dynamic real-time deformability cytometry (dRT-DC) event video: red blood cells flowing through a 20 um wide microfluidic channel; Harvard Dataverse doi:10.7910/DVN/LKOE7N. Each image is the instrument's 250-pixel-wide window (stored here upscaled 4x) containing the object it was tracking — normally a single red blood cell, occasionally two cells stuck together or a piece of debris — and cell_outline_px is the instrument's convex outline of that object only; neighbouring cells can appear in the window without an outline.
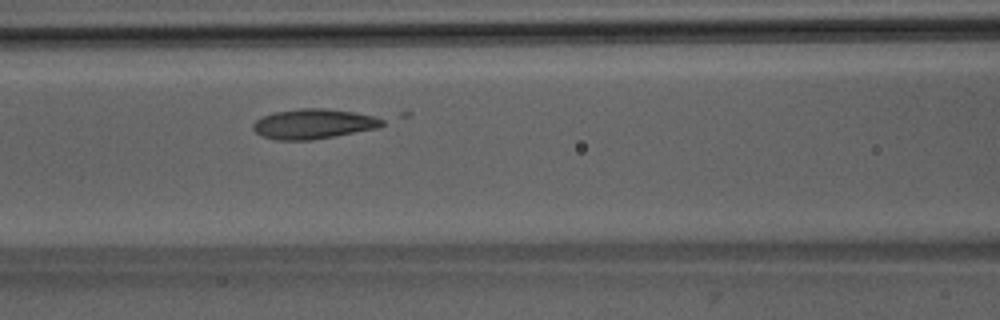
{"species": "Egyptian fruit bat (a non-hibernating species)", "species_latin": "Rousettus aegyptiacus", "temperature_condition": "room temperature", "stored_images_in_passage": 44, "camera_frame_rate_fps": 3000, "um_per_image_px": 0.085, "animal": {"sex": "male"}, "frame": {"image": 1, "passage_image": 15, "time_ms": 4.667, "image_size_px": [1000, 320], "cell_outline_px": [[384, 124], [376, 128], [312, 140], [276, 140], [260, 136], [252, 128], [252, 124], [256, 120], [264, 116], [276, 112], [300, 108], [324, 108], [352, 112], [372, 116], [384, 120]], "centroid_in_image_um": [26.59, 10.54], "position_along_channel_um": 140.0, "area_um2": 22.25}}
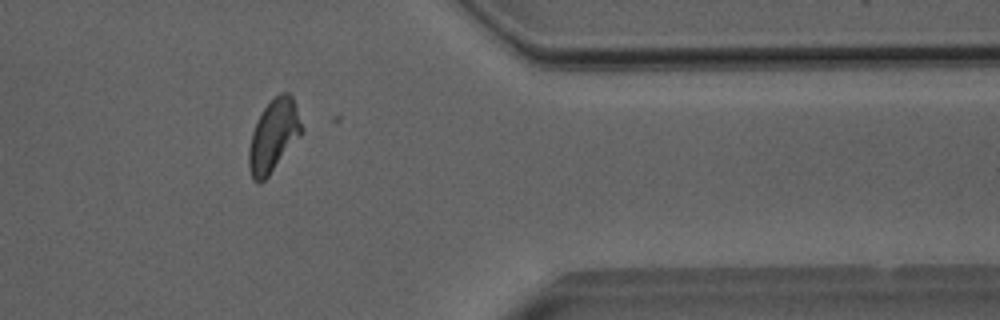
{"frame": {"image": 2, "passage_image": 35, "time_ms": 11.333, "image_size_px": [1000, 320], "cell_outline_px": [[304, 132], [268, 176], [260, 184], [256, 184], [252, 180], [248, 164], [248, 148], [252, 132], [264, 108], [280, 92], [288, 92], [292, 96], [304, 128]], "centroid_in_image_um": [23.26, 11.57], "position_along_channel_um": 388.1, "area_um2": 22.25}}
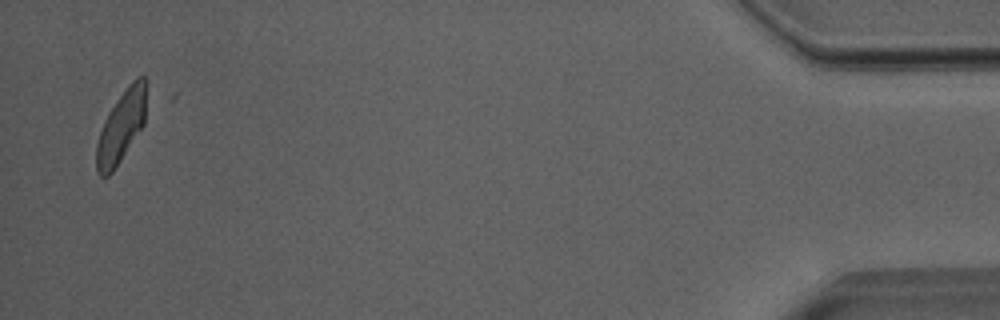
{"frame": {"image": 3, "passage_image": 43, "time_ms": 14.0, "image_size_px": [1000, 320], "cell_outline_px": [[144, 124], [112, 172], [108, 176], [100, 176], [96, 172], [96, 144], [104, 120], [108, 112], [116, 100], [128, 84], [136, 76], [144, 76]], "centroid_in_image_um": [10.25, 10.78], "position_along_channel_um": 424.9, "area_um2": 20.35}}